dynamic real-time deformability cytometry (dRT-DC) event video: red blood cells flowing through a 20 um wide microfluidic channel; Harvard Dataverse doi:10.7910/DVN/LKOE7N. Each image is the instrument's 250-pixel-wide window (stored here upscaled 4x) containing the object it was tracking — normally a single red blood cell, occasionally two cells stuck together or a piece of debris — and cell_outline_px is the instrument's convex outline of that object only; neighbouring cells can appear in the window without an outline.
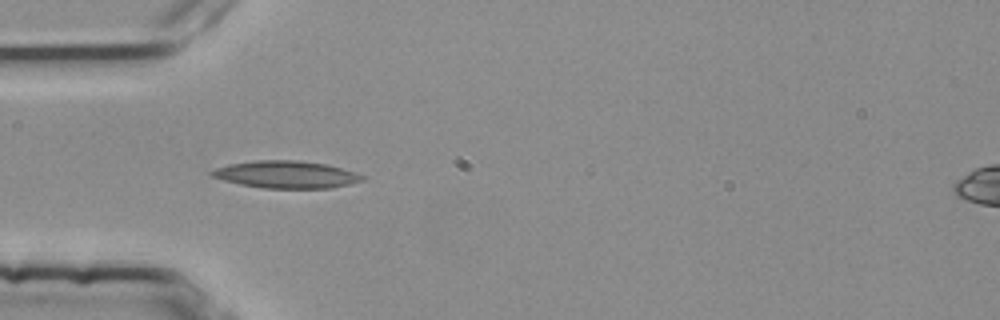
{"species": "common noctule bat (a hibernating species)", "species_latin": "Nyctalus noctula", "temperature_condition": "room temperature", "stored_images_in_passage": 36, "camera_frame_rate_fps": 3000, "um_per_image_px": 0.085, "animal": {"sex": "female", "body_mass_g": 25.1}, "frame": {"image": 1, "passage_image": 6, "time_ms": 1.667, "image_size_px": [1000, 320], "cell_outline_px": [[364, 180], [352, 184], [328, 188], [264, 188], [240, 184], [224, 180], [212, 176], [208, 172], [216, 168], [228, 164], [256, 160], [300, 160], [328, 164], [356, 172], [364, 176]], "centroid_in_image_um": [24.35, 14.82], "position_along_channel_um": 60.6, "area_um2": 24.04}}
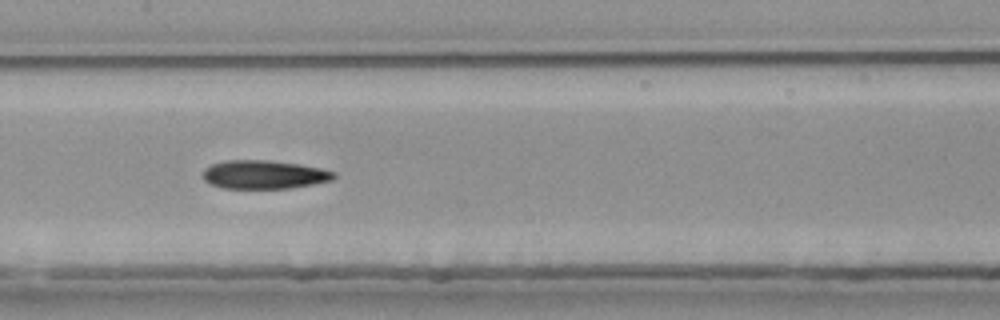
{"frame": {"image": 2, "passage_image": 16, "time_ms": 5.0, "image_size_px": [1000, 320], "cell_outline_px": [[336, 176], [332, 180], [312, 184], [288, 188], [224, 188], [212, 184], [204, 180], [204, 168], [212, 164], [224, 160], [268, 160], [296, 164], [320, 168], [336, 172]], "centroid_in_image_um": [22.44, 14.83], "position_along_channel_um": 185.0, "area_um2": 21.56}, "authors_computed_cell_mechanics": {"area_um2": 22.2819, "velocity_mm_per_s": 3.7817, "shape_relaxation_time_tau1_ms": 5.2326, "shape_relaxation_time_tau2_ms": 4.4914, "deformation_change_tau1": 0.1623, "deformation_change_tau2": 0.1373}}